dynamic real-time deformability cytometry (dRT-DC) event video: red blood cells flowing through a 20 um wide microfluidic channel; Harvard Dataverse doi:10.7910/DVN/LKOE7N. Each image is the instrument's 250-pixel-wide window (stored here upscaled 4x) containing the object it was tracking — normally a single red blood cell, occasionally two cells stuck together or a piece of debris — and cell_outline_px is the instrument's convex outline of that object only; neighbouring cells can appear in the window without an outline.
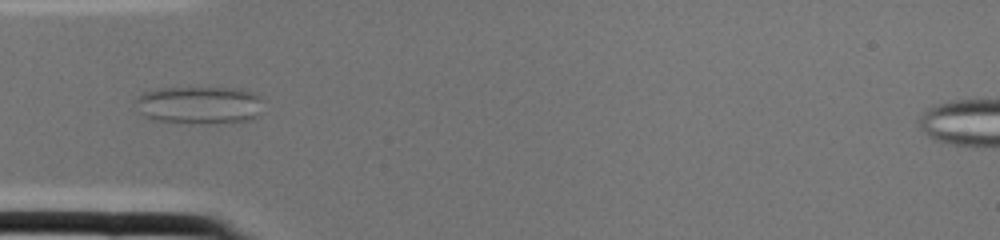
{"species": "common noctule bat (a hibernating species)", "species_latin": "Nyctalus noctula", "temperature_condition": "cold", "stored_images_in_passage": 2, "camera_frame_rate_fps": 3000, "um_per_image_px": 0.085, "animal": {"sex": "female", "body_mass_g": 22.0, "forearm_length_mm": 56.7}, "frame": {"image": 1, "passage_image": 2, "time_ms": 0.333, "image_size_px": [1000, 240], "cell_outline_px": [[260, 100], [256, 116], [244, 120], [200, 124], [156, 120], [144, 116], [140, 112], [136, 100], [136, 96], [144, 92], [160, 88], [240, 88], [252, 92], [260, 96]], "centroid_in_image_um": [16.88, 8.91], "position_along_channel_um": 68.1, "area_um2": 27.57}}